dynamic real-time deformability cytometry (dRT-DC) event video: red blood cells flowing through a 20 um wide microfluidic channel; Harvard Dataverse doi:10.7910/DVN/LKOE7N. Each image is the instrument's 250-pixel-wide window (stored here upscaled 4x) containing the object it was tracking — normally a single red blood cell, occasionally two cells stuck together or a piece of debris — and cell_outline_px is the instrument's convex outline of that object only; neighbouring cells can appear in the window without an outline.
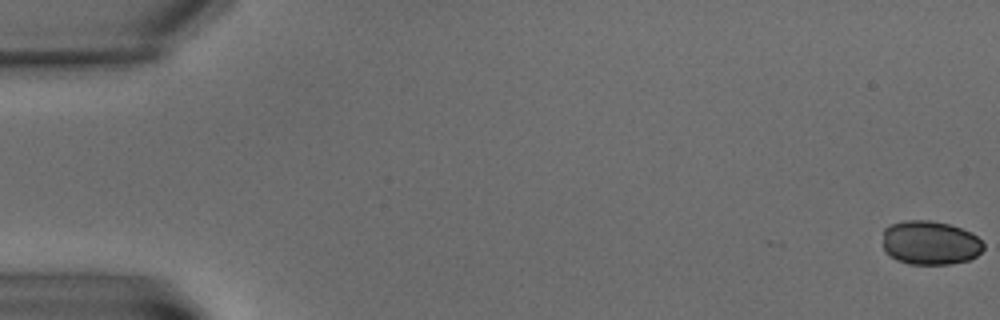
{"species": "common noctule bat (a hibernating species)", "species_latin": "Nyctalus noctula", "temperature_condition": "warm", "stored_images_in_passage": 11, "camera_frame_rate_fps": 3000, "um_per_image_px": 0.085, "animal": {"sex": "male", "body_mass_g": 15.6}, "frame": {"image": 1, "passage_image": 1, "time_ms": 0.0, "image_size_px": [1000, 320], "cell_outline_px": [[984, 248], [976, 256], [968, 260], [948, 264], [912, 264], [896, 260], [884, 252], [884, 228], [888, 224], [904, 220], [932, 220], [948, 224], [972, 232], [984, 244]], "centroid_in_image_um": [79.04, 20.62], "position_along_channel_um": 6.0, "area_um2": 25.95}}
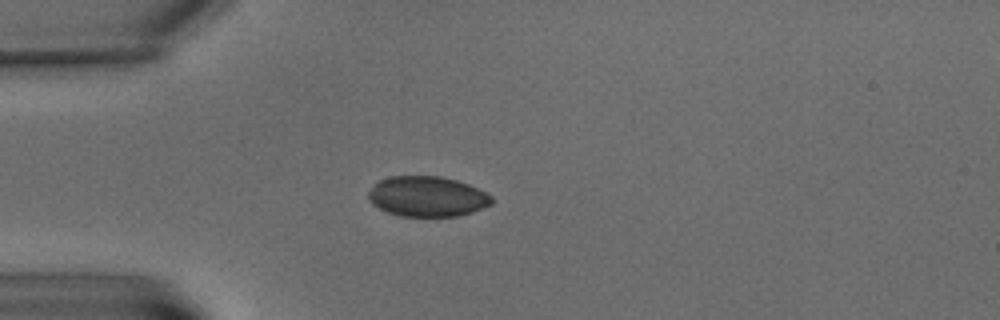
{"frame": {"image": 2, "passage_image": 6, "time_ms": 6.667, "image_size_px": [1000, 320], "cell_outline_px": [[492, 204], [472, 212], [456, 216], [400, 216], [388, 212], [372, 204], [368, 200], [368, 192], [380, 180], [388, 176], [440, 176], [456, 180], [468, 184], [492, 196]], "centroid_in_image_um": [36.3, 16.7], "position_along_channel_um": 48.7, "area_um2": 28.78}}
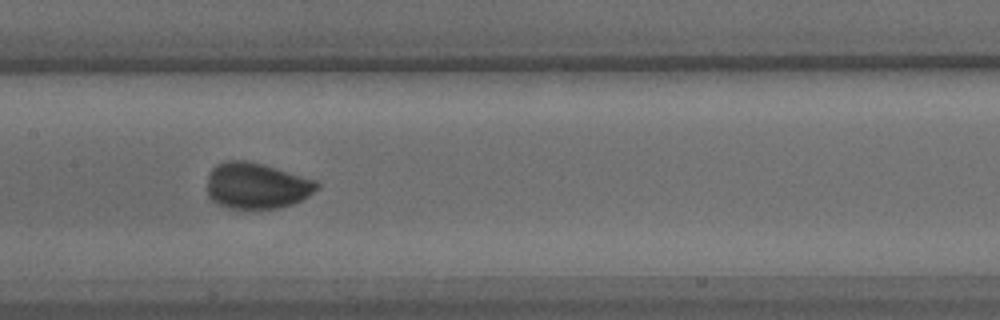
{"frame": {"image": 3, "passage_image": 10, "time_ms": 12.0, "image_size_px": [1000, 320], "cell_outline_px": [[320, 188], [308, 196], [292, 204], [280, 208], [224, 208], [216, 204], [208, 196], [208, 172], [216, 164], [224, 160], [248, 160], [264, 164], [316, 180], [320, 184]], "centroid_in_image_um": [21.8, 15.77], "position_along_channel_um": 185.6, "area_um2": 29.82}}